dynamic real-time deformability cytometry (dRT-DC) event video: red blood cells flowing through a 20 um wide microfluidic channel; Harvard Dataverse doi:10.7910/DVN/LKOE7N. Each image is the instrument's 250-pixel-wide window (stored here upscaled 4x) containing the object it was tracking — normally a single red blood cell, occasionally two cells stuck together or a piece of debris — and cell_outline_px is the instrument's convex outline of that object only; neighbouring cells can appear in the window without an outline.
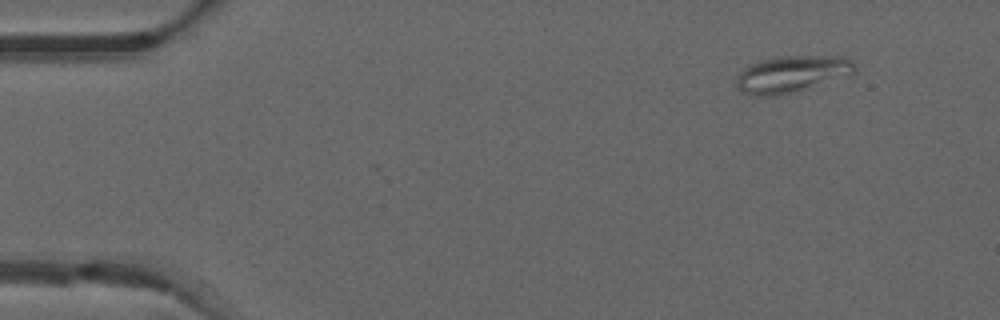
{"species": "common noctule bat (a hibernating species)", "species_latin": "Nyctalus noctula", "temperature_condition": "warm", "stored_images_in_passage": 46, "camera_frame_rate_fps": 3000, "um_per_image_px": 0.085, "animal": {"sex": "male", "forearm_length_mm": 52.5}, "frame": {"image": 1, "passage_image": 1, "time_ms": 0.0, "image_size_px": [1000, 320], "cell_outline_px": [[856, 68], [852, 72], [776, 96], [752, 96], [740, 92], [736, 88], [736, 76], [748, 64], [780, 56], [848, 56]], "centroid_in_image_um": [67.16, 6.27], "position_along_channel_um": 17.8, "area_um2": 24.51}}
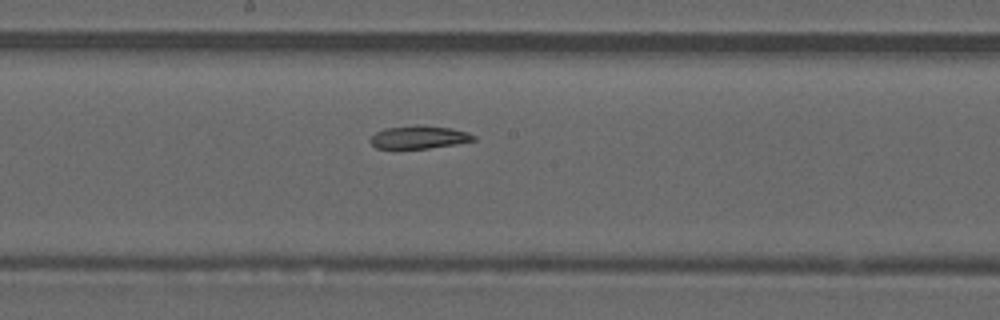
{"frame": {"image": 2, "passage_image": 23, "time_ms": 7.333, "image_size_px": [1000, 320], "cell_outline_px": [[476, 140], [456, 144], [428, 148], [376, 148], [368, 140], [376, 132], [384, 128], [416, 124], [424, 124], [452, 128], [468, 132], [476, 136]], "centroid_in_image_um": [35.63, 11.63], "position_along_channel_um": 212.6, "area_um2": 14.05}}
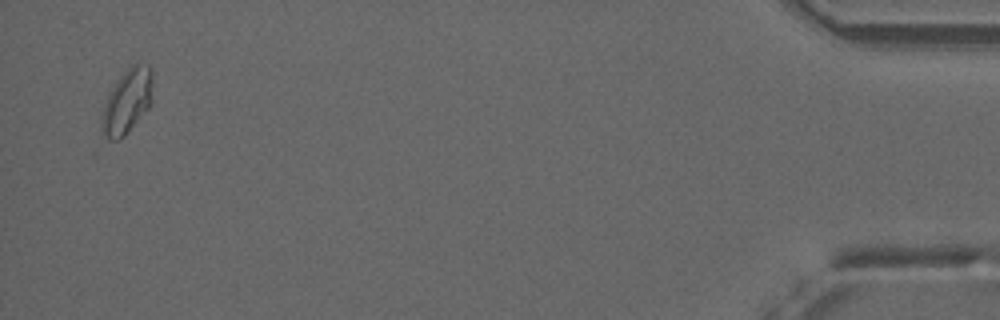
{"frame": {"image": 3, "passage_image": 45, "time_ms": 14.667, "image_size_px": [1000, 320], "cell_outline_px": [[152, 104], [124, 136], [120, 140], [104, 144], [100, 120], [104, 104], [112, 88], [120, 76], [132, 64], [148, 64], [152, 68]], "centroid_in_image_um": [10.78, 8.69], "position_along_channel_um": 424.4, "area_um2": 19.59}}